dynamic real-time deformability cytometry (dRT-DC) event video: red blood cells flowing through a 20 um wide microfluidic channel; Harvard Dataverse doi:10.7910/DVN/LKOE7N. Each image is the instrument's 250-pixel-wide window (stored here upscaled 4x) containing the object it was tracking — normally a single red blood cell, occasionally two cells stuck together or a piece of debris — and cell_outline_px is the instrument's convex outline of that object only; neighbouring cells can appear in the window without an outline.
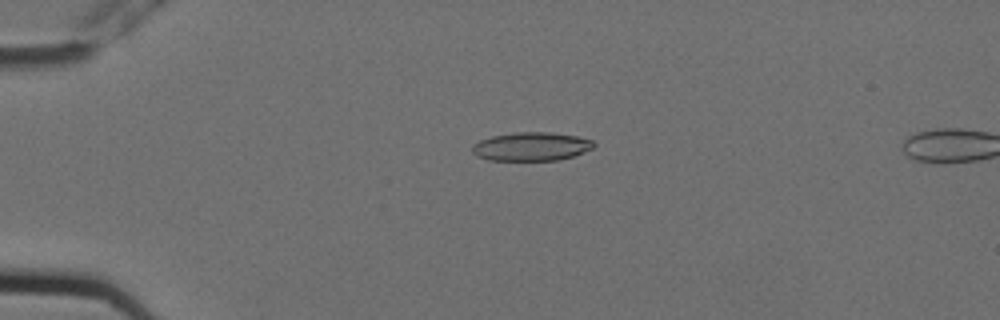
{"species": "Egyptian fruit bat (a non-hibernating species)", "species_latin": "Rousettus aegyptiacus", "temperature_condition": "cold", "stored_images_in_passage": 3, "camera_frame_rate_fps": 3000, "um_per_image_px": 0.085, "animal": {"sex": "female"}, "frame": {"image": 1, "passage_image": 1, "time_ms": 0.0, "image_size_px": [1000, 320], "cell_outline_px": [[596, 144], [592, 148], [584, 152], [572, 156], [556, 160], [488, 160], [476, 156], [472, 152], [472, 144], [480, 140], [492, 136], [512, 132], [552, 132], [576, 136], [592, 140]], "centroid_in_image_um": [45.13, 12.45], "position_along_channel_um": 39.9, "area_um2": 20.29}}